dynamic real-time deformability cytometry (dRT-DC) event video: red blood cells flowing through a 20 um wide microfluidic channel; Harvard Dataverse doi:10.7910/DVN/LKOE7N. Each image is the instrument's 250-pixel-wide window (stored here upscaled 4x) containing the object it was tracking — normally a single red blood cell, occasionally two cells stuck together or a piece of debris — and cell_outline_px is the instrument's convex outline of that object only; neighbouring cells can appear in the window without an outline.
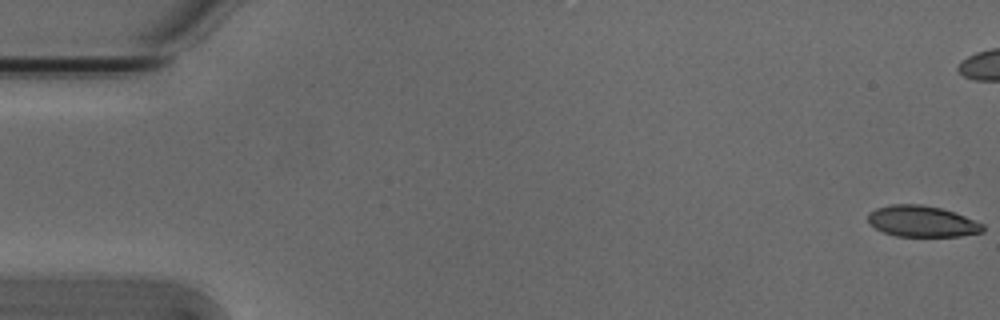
{"species": "Egyptian fruit bat (a non-hibernating species)", "species_latin": "Rousettus aegyptiacus", "temperature_condition": "cold", "stored_images_in_passage": 55, "camera_frame_rate_fps": 3000, "um_per_image_px": 0.085, "animal": {"sex": "male"}, "frame": {"image": 1, "passage_image": 1, "time_ms": 0.0, "image_size_px": [1000, 320], "cell_outline_px": [[984, 232], [960, 236], [896, 236], [884, 232], [876, 228], [868, 220], [868, 212], [876, 208], [892, 204], [920, 204], [940, 208], [956, 212], [984, 224]], "centroid_in_image_um": [78.4, 18.81], "position_along_channel_um": 6.6, "area_um2": 20.87}}
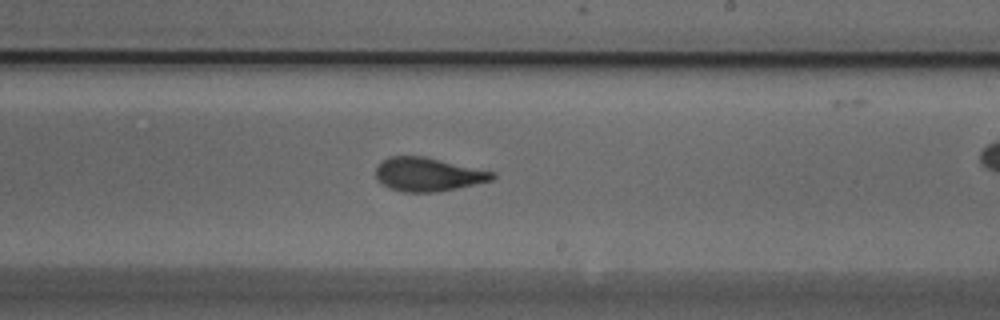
{"frame": {"image": 2, "passage_image": 32, "time_ms": 10.333, "image_size_px": [1000, 320], "cell_outline_px": [[496, 176], [492, 180], [456, 188], [436, 192], [404, 192], [388, 188], [376, 180], [376, 168], [388, 156], [424, 156], [496, 172]], "centroid_in_image_um": [36.37, 14.82], "position_along_channel_um": 252.6, "area_um2": 22.83}}
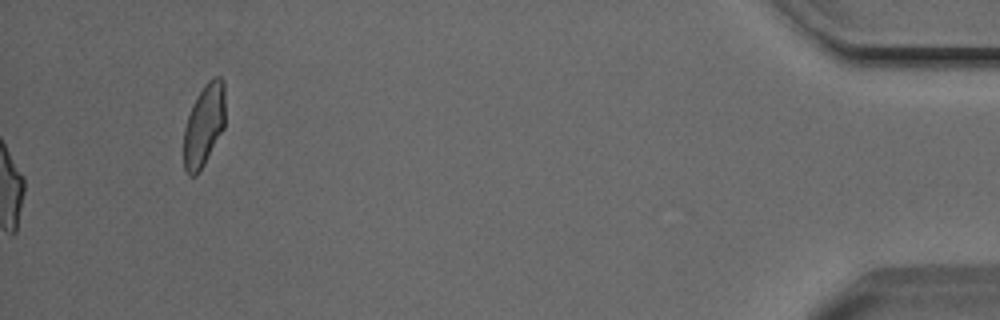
{"frame": {"image": 3, "passage_image": 55, "time_ms": 18.0, "image_size_px": [1000, 320], "cell_outline_px": [[224, 128], [204, 164], [196, 176], [188, 176], [184, 168], [184, 128], [192, 104], [196, 96], [204, 84], [212, 76], [220, 76], [224, 80]], "centroid_in_image_um": [17.33, 10.61], "position_along_channel_um": 417.9, "area_um2": 20.0}, "authors_computed_cell_mechanics": {"area_um2": 22.7732, "velocity_mm_per_s": 3.8321, "shape_relaxation_time_tau1_ms": 6.9305, "shape_relaxation_time_tau2_ms": 1.5213, "deformation_change_tau1": 0.2107, "deformation_change_tau2": 0.0867}}